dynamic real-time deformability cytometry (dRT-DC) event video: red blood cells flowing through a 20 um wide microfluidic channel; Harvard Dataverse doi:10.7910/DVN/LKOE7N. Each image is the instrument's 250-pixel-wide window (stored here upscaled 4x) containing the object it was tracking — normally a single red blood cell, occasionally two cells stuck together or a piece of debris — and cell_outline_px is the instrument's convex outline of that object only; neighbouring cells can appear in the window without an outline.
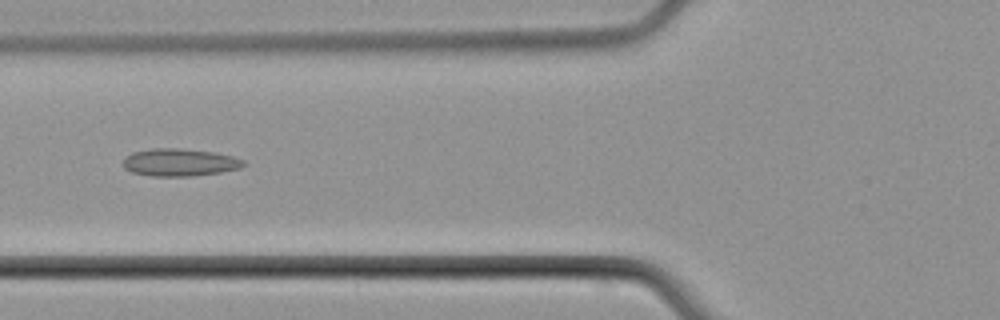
{"species": "common noctule bat (a hibernating species)", "species_latin": "Nyctalus noctula", "temperature_condition": "cold", "stored_images_in_passage": 4, "camera_frame_rate_fps": 3000, "um_per_image_px": 0.085, "animal": {"sex": "male", "body_mass_g": 21.5, "forearm_length_mm": 52.0}, "frame": {"image": 1, "passage_image": 4, "time_ms": 5.667, "image_size_px": [1000, 320], "cell_outline_px": [[244, 164], [240, 168], [220, 172], [192, 176], [152, 176], [132, 172], [124, 168], [124, 156], [132, 152], [152, 148], [176, 148], [216, 152], [232, 156], [244, 160]], "centroid_in_image_um": [15.25, 13.79], "position_along_channel_um": 110.6, "area_um2": 19.31}}